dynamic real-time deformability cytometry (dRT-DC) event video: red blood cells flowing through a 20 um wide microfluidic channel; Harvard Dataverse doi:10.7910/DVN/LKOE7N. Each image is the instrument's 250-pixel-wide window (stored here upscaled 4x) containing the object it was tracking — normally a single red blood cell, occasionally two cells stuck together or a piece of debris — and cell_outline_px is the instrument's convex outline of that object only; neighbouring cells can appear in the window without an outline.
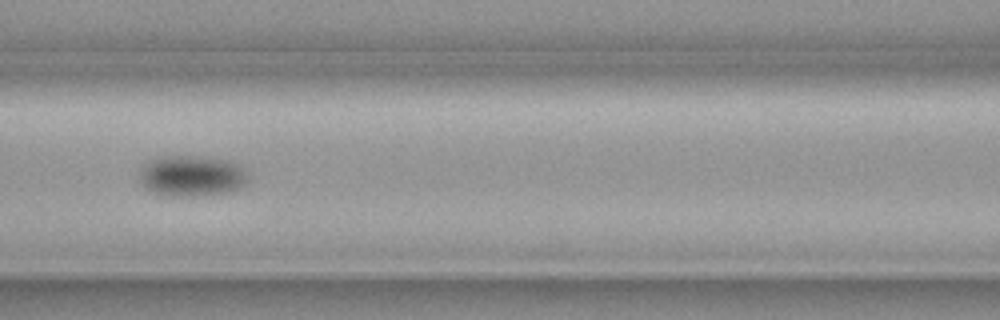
{"species": "common noctule bat (a hibernating species)", "species_latin": "Nyctalus noctula", "temperature_condition": "cold", "stored_images_in_passage": 9, "camera_frame_rate_fps": 3000, "um_per_image_px": 0.085, "animal": {"sex": "female", "body_mass_g": 19.3, "forearm_length_mm": 54.1}, "frame": {"image": 1, "passage_image": 6, "time_ms": 1.667, "image_size_px": [1000, 320], "cell_outline_px": [[248, 176], [244, 184], [228, 192], [192, 196], [172, 196], [152, 192], [144, 188], [140, 180], [140, 168], [144, 164], [156, 156], [204, 156], [228, 160], [240, 164], [244, 168]], "centroid_in_image_um": [16.27, 14.93], "position_along_channel_um": 150.3, "area_um2": 26.07}}